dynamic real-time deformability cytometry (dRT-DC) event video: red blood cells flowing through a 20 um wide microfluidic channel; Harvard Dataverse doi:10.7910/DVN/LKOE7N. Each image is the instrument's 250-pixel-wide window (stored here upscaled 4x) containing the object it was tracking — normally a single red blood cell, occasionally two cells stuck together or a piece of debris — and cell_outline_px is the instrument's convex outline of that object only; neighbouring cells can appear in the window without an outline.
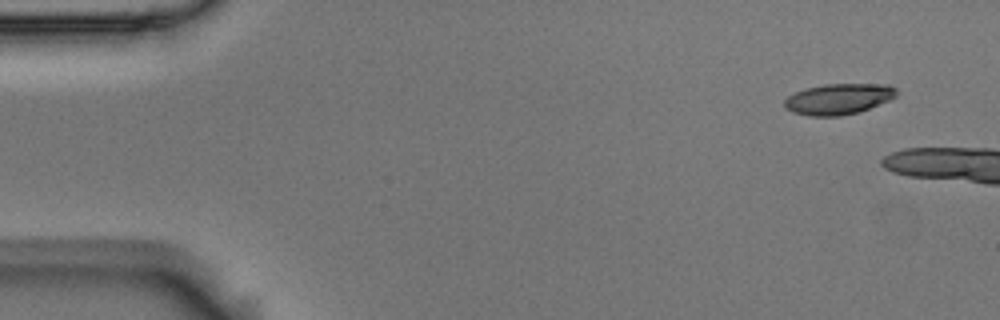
{"species": "Egyptian fruit bat (a non-hibernating species)", "species_latin": "Rousettus aegyptiacus", "temperature_condition": "room temperature", "stored_images_in_passage": 3, "camera_frame_rate_fps": 3000, "um_per_image_px": 0.085, "animal": {"sex": "male"}, "frame": {"image": 1, "passage_image": 1, "time_ms": 0.0, "image_size_px": [1000, 320], "cell_outline_px": [[900, 92], [896, 96], [888, 100], [860, 112], [840, 116], [808, 116], [792, 112], [784, 104], [784, 100], [788, 96], [804, 88], [824, 84], [888, 84], [896, 88]], "centroid_in_image_um": [71.29, 8.41], "position_along_channel_um": 13.7, "area_um2": 20.23}}